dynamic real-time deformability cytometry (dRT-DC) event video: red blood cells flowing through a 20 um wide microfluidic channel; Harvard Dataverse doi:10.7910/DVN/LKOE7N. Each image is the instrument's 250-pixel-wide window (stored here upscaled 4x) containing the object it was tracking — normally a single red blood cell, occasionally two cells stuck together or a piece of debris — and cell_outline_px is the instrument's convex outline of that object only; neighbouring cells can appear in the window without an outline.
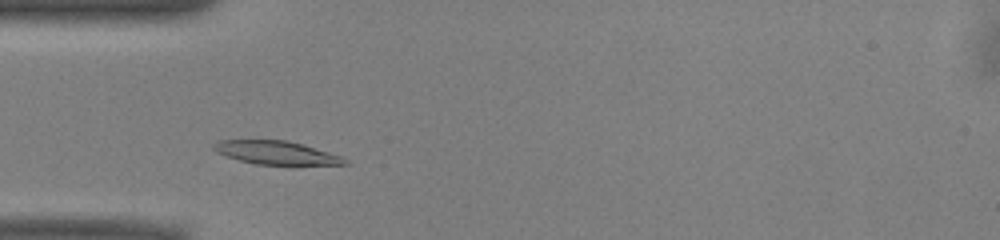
{"species": "common noctule bat (a hibernating species)", "species_latin": "Nyctalus noctula", "temperature_condition": "warm", "stored_images_in_passage": 42, "camera_frame_rate_fps": 3000, "um_per_image_px": 0.085, "animal": {"sex": "male", "body_mass_g": 13.0, "forearm_length_mm": 53.1}, "frame": {"image": 1, "passage_image": 6, "time_ms": 1.667, "image_size_px": [1000, 240], "cell_outline_px": [[348, 164], [256, 164], [224, 156], [216, 152], [212, 148], [212, 144], [220, 140], [288, 140], [328, 152], [340, 156], [348, 160]], "centroid_in_image_um": [23.4, 12.97], "position_along_channel_um": 61.6, "area_um2": 17.57}}
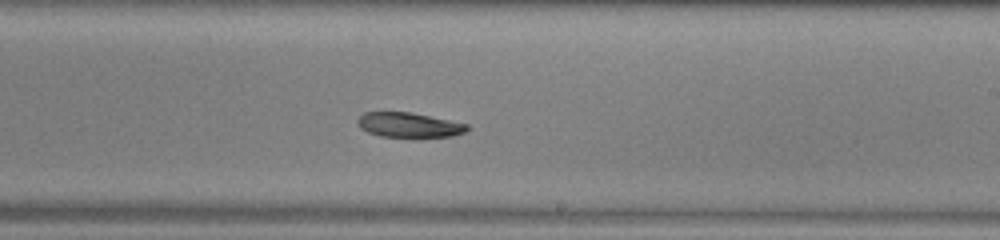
{"frame": {"image": 2, "passage_image": 21, "time_ms": 6.667, "image_size_px": [1000, 240], "cell_outline_px": [[472, 128], [464, 132], [452, 136], [412, 140], [380, 136], [368, 132], [360, 128], [356, 120], [364, 112], [412, 112], [468, 124]], "centroid_in_image_um": [34.8, 10.67], "position_along_channel_um": 254.2, "area_um2": 16.7}}
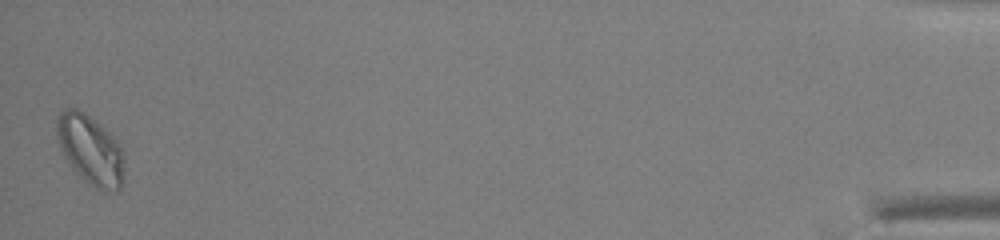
{"frame": {"image": 3, "passage_image": 42, "time_ms": 13.667, "image_size_px": [1000, 240], "cell_outline_px": [[124, 184], [116, 192], [104, 192], [88, 184], [68, 164], [60, 148], [56, 136], [56, 120], [60, 112], [64, 108], [76, 108], [84, 112], [100, 124], [120, 144], [124, 152]], "centroid_in_image_um": [7.7, 12.77], "position_along_channel_um": 427.5, "area_um2": 27.98}, "authors_computed_cell_mechanics": {"area_um2": 17.6868, "velocity_mm_per_s": 3.892, "shape_relaxation_time_tau1_ms": 6.1545, "shape_relaxation_time_tau2_ms": null, "deformation_change_tau1": 0.1294, "deformation_change_tau2": null}}